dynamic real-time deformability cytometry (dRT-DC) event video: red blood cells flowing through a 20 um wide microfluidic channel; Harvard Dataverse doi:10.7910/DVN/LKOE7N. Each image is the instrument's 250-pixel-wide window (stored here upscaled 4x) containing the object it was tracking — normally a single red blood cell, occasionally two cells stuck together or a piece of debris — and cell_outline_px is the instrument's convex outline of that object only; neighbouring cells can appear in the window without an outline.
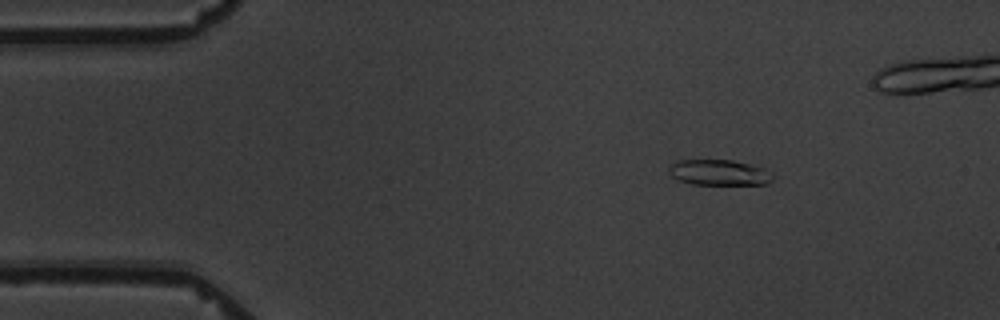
{"species": "common noctule bat (a hibernating species)", "species_latin": "Nyctalus noctula", "temperature_condition": "warm", "stored_images_in_passage": 5, "camera_frame_rate_fps": 3000, "um_per_image_px": 0.085, "animal": {"sex": "male", "body_mass_g": 19.5, "forearm_length_mm": 54.6}, "frame": {"image": 1, "passage_image": 2, "time_ms": 2.0, "image_size_px": [1000, 320], "cell_outline_px": [[772, 180], [768, 184], [692, 184], [680, 180], [672, 176], [668, 172], [668, 168], [676, 160], [732, 160], [764, 168], [772, 172]], "centroid_in_image_um": [61.12, 14.66], "position_along_channel_um": 23.9, "area_um2": 15.43}}